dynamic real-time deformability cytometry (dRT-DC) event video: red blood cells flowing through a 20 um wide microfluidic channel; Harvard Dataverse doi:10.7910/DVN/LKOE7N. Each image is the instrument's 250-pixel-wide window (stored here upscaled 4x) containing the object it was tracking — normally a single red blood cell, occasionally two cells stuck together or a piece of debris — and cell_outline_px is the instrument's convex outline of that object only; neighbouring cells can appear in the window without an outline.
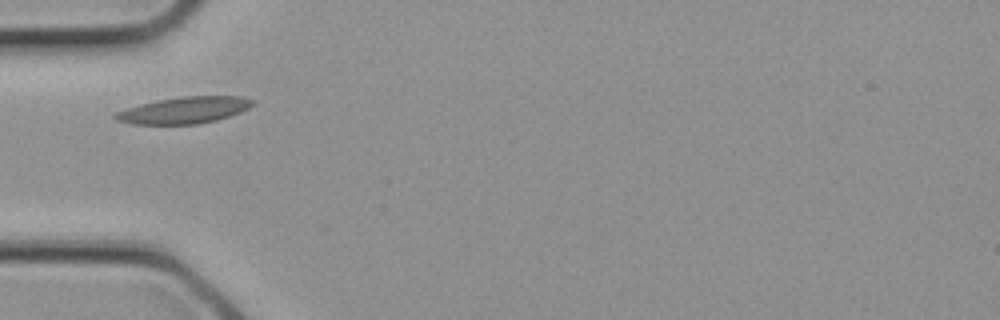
{"species": "common noctule bat (a hibernating species)", "species_latin": "Nyctalus noctula", "temperature_condition": "cold", "stored_images_in_passage": 2, "camera_frame_rate_fps": 3000, "um_per_image_px": 0.085, "animal": {"sex": "female", "body_mass_g": 21.9}, "frame": {"image": 1, "passage_image": 2, "time_ms": 0.333, "image_size_px": [1000, 320], "cell_outline_px": [[256, 100], [248, 108], [240, 112], [216, 120], [200, 124], [132, 124], [116, 120], [112, 116], [116, 112], [140, 104], [156, 100], [184, 96], [240, 96]], "centroid_in_image_um": [15.65, 9.36], "position_along_channel_um": 69.3, "area_um2": 21.21}}